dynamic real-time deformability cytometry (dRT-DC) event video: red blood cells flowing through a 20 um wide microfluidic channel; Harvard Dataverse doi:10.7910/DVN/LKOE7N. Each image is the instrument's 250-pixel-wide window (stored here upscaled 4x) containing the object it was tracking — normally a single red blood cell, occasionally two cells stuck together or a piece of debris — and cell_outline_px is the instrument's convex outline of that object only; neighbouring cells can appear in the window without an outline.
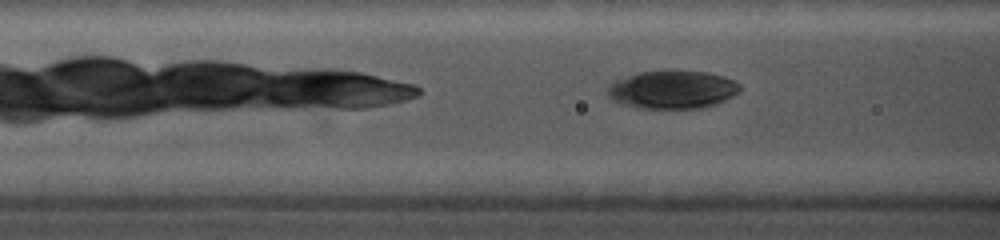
{"species": "common noctule bat (a hibernating species)", "species_latin": "Nyctalus noctula", "temperature_condition": "cold", "stored_images_in_passage": 42, "camera_frame_rate_fps": 5000, "um_per_image_px": 0.085, "animal": {"sex": "female", "body_mass_g": 19.0, "forearm_length_mm": 56.7}, "frame": {"image": 1, "passage_image": 6, "time_ms": 1.0, "image_size_px": [1000, 240], "cell_outline_px": [[740, 92], [716, 104], [700, 108], [640, 108], [624, 104], [612, 100], [608, 96], [608, 84], [612, 80], [640, 72], [664, 68], [668, 68], [708, 72], [724, 76], [740, 84]], "centroid_in_image_um": [57.14, 7.57], "position_along_channel_um": 109.5, "area_um2": 30.11}}
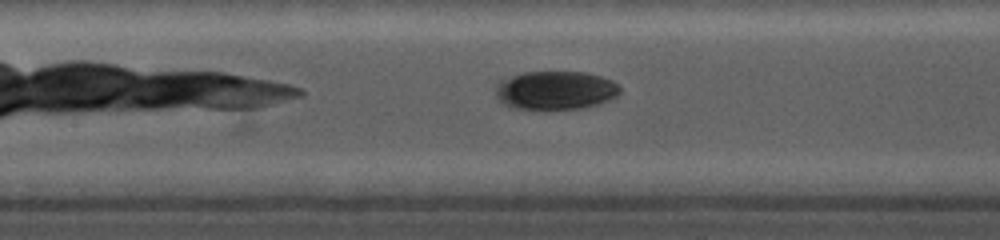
{"frame": {"image": 2, "passage_image": 13, "time_ms": 2.4, "image_size_px": [1000, 240], "cell_outline_px": [[620, 92], [616, 96], [600, 104], [584, 108], [544, 112], [512, 108], [504, 104], [496, 96], [496, 84], [500, 80], [524, 72], [584, 72], [600, 76], [612, 80], [620, 84]], "centroid_in_image_um": [47.21, 7.72], "position_along_channel_um": 160.2, "area_um2": 28.84}}
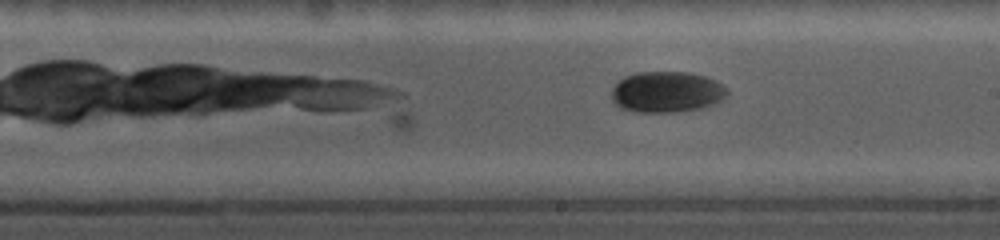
{"frame": {"image": 3, "passage_image": 23, "time_ms": 4.4, "image_size_px": [1000, 240], "cell_outline_px": [[728, 92], [720, 100], [704, 108], [676, 112], [636, 112], [620, 108], [612, 100], [612, 88], [624, 76], [636, 72], [688, 72], [704, 76], [716, 80], [728, 88]], "centroid_in_image_um": [56.66, 7.82], "position_along_channel_um": 232.3, "area_um2": 27.74}}